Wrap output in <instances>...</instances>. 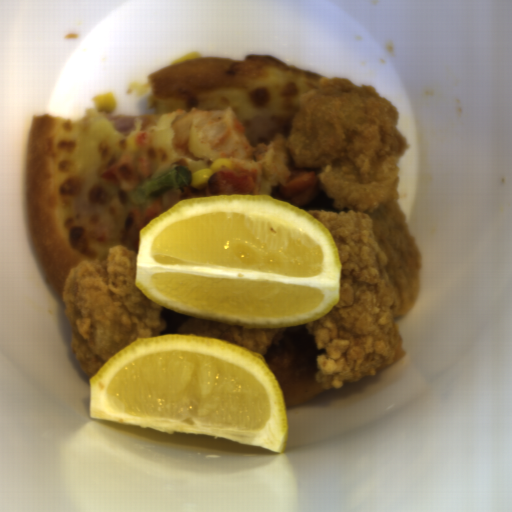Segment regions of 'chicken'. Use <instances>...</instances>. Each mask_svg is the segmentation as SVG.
I'll return each instance as SVG.
<instances>
[{"instance_id": "obj_3", "label": "chicken", "mask_w": 512, "mask_h": 512, "mask_svg": "<svg viewBox=\"0 0 512 512\" xmlns=\"http://www.w3.org/2000/svg\"><path fill=\"white\" fill-rule=\"evenodd\" d=\"M286 327L247 329L244 325H227L222 322L188 317L177 329V334H196L224 340L258 353L263 358L270 346H280Z\"/></svg>"}, {"instance_id": "obj_1", "label": "chicken", "mask_w": 512, "mask_h": 512, "mask_svg": "<svg viewBox=\"0 0 512 512\" xmlns=\"http://www.w3.org/2000/svg\"><path fill=\"white\" fill-rule=\"evenodd\" d=\"M298 101L285 144L296 169H320L318 189L337 210H305L330 231L340 258L338 304L305 323L325 350L314 379L337 390L407 354L396 317L417 305L423 255L398 202L397 163L412 144L399 109L373 85L322 77Z\"/></svg>"}, {"instance_id": "obj_2", "label": "chicken", "mask_w": 512, "mask_h": 512, "mask_svg": "<svg viewBox=\"0 0 512 512\" xmlns=\"http://www.w3.org/2000/svg\"><path fill=\"white\" fill-rule=\"evenodd\" d=\"M136 252L110 246L105 260L79 258L62 285L71 350L90 379L136 338H155L168 325L163 306L136 286Z\"/></svg>"}]
</instances>
